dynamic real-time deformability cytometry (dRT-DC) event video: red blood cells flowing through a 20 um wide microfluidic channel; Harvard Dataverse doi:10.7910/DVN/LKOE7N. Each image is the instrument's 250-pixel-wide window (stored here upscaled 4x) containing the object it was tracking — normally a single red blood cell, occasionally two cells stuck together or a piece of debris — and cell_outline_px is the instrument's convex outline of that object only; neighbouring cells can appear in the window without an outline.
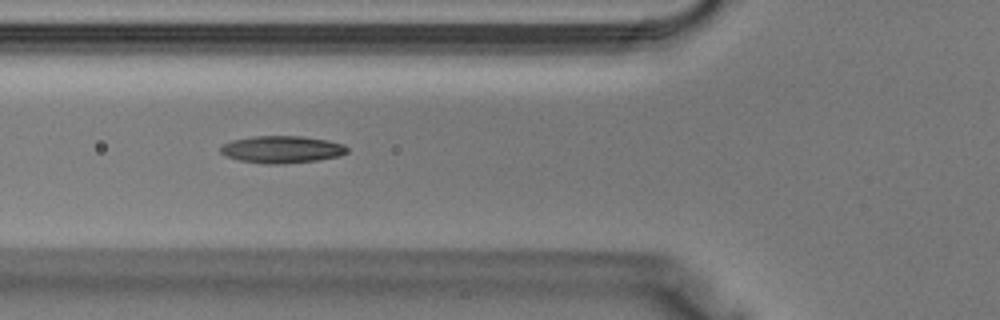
{"species": "Egyptian fruit bat (a non-hibernating species)", "species_latin": "Rousettus aegyptiacus", "temperature_condition": "warm", "stored_images_in_passage": 31, "camera_frame_rate_fps": 3000, "um_per_image_px": 0.085, "animal": {"sex": "male"}, "frame": {"image": 1, "passage_image": 7, "time_ms": 2.0, "image_size_px": [1000, 320], "cell_outline_px": [[348, 152], [340, 156], [316, 160], [276, 164], [264, 164], [240, 160], [224, 156], [220, 152], [220, 148], [224, 144], [232, 140], [252, 136], [300, 136], [328, 140], [344, 144], [348, 148]], "centroid_in_image_um": [23.95, 12.69], "position_along_channel_um": 101.8, "area_um2": 20.06}}
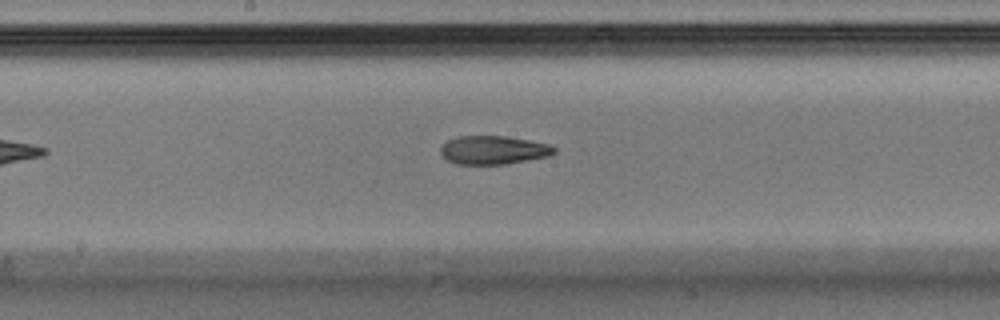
{"frame": {"image": 2, "passage_image": 13, "time_ms": 4.0, "image_size_px": [1000, 320], "cell_outline_px": [[556, 152], [548, 156], [528, 160], [504, 164], [456, 164], [448, 160], [440, 152], [440, 148], [448, 140], [456, 136], [504, 136], [528, 140], [548, 144], [556, 148]], "centroid_in_image_um": [41.93, 12.75], "position_along_channel_um": 206.3, "area_um2": 18.73}}
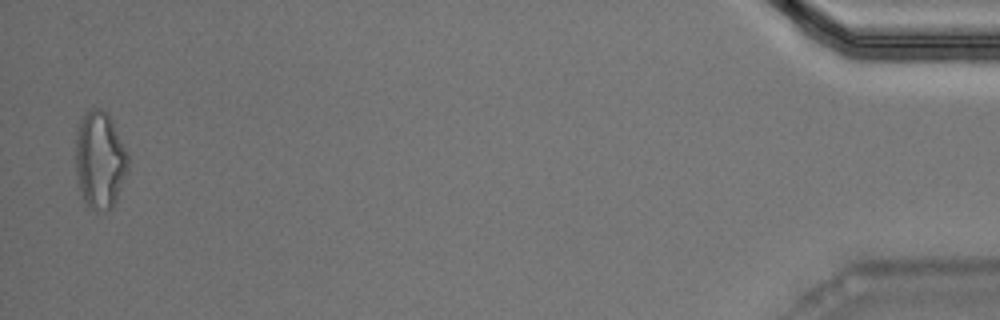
{"frame": {"image": 3, "passage_image": 31, "time_ms": 10.0, "image_size_px": [1000, 320], "cell_outline_px": [[128, 172], [116, 200], [112, 208], [108, 212], [96, 212], [84, 200], [76, 180], [76, 132], [80, 120], [84, 112], [92, 108], [100, 108], [108, 112], [128, 152]], "centroid_in_image_um": [8.5, 13.6], "position_along_channel_um": 426.7, "area_um2": 30.29}}